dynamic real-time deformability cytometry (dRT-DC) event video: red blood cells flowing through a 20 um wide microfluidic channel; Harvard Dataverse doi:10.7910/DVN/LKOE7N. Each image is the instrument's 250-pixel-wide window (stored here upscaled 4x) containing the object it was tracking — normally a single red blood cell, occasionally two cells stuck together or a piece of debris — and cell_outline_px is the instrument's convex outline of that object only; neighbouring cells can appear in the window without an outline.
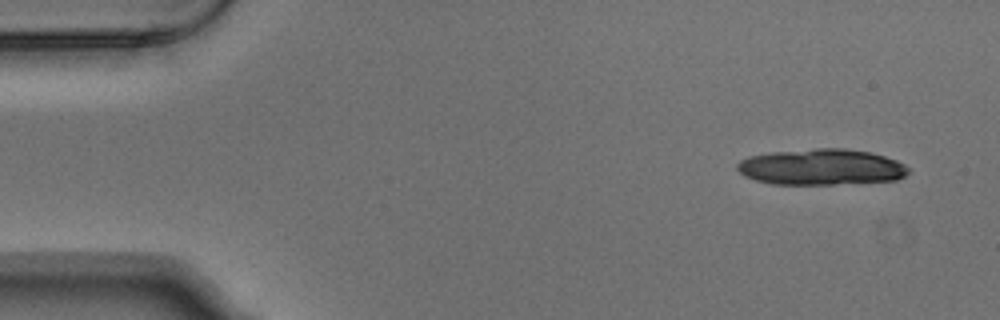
{"species": "Egyptian fruit bat (a non-hibernating species)", "species_latin": "Rousettus aegyptiacus", "temperature_condition": "warm", "stored_images_in_passage": 5, "camera_frame_rate_fps": 3000, "um_per_image_px": 0.085, "animal": {"sex": "male"}, "frame": {"image": 1, "passage_image": 1, "time_ms": 0.0, "image_size_px": [1000, 320], "cell_outline_px": [[908, 172], [904, 176], [896, 180], [832, 184], [772, 184], [756, 180], [744, 176], [736, 168], [736, 164], [740, 160], [748, 156], [772, 152], [816, 148], [844, 148], [872, 152], [896, 160], [904, 164], [908, 168]], "centroid_in_image_um": [69.79, 14.19], "position_along_channel_um": 15.2, "area_um2": 35.95}}
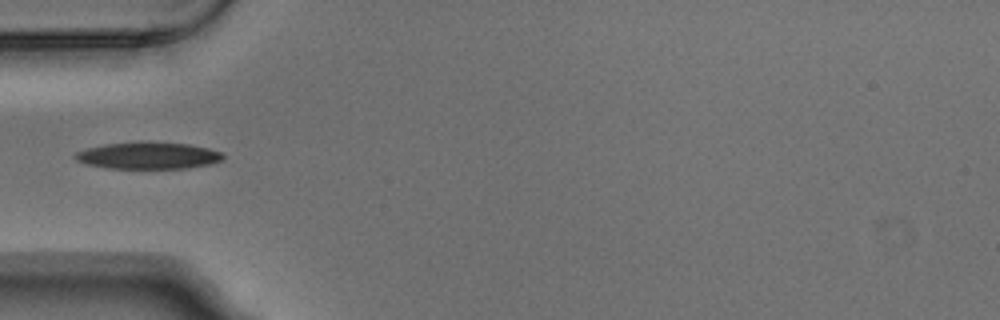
{"frame": {"image": 2, "passage_image": 5, "time_ms": 1.333, "image_size_px": [1000, 320], "cell_outline_px": [[224, 156], [220, 160], [212, 164], [188, 168], [108, 168], [88, 164], [76, 160], [72, 156], [76, 152], [88, 148], [104, 144], [140, 140], [188, 144], [208, 148], [224, 152]], "centroid_in_image_um": [12.61, 13.2], "position_along_channel_um": 72.4, "area_um2": 23.47}}